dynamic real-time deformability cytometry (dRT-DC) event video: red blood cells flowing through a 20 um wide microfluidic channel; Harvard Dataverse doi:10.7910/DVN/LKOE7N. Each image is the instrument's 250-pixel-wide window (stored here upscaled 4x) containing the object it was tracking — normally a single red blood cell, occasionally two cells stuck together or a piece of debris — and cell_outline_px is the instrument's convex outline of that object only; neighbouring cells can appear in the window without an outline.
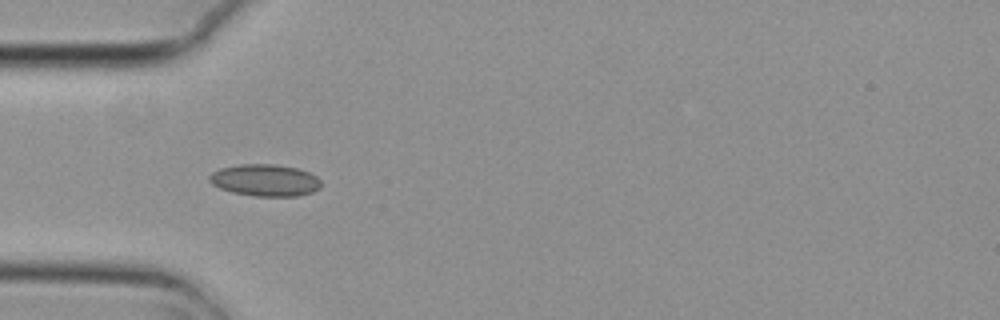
{"species": "common noctule bat (a hibernating species)", "species_latin": "Nyctalus noctula", "temperature_condition": "cold", "stored_images_in_passage": 8, "camera_frame_rate_fps": 3000, "um_per_image_px": 0.085, "animal": {"sex": "female", "body_mass_g": 29.2, "forearm_length_mm": 56.3}, "frame": {"image": 1, "passage_image": 6, "time_ms": 1.667, "image_size_px": [1000, 320], "cell_outline_px": [[320, 188], [312, 192], [296, 196], [252, 196], [232, 192], [220, 188], [212, 184], [208, 180], [208, 176], [212, 172], [220, 168], [240, 164], [272, 164], [296, 168], [308, 172], [316, 176], [320, 180]], "centroid_in_image_um": [22.5, 15.32], "position_along_channel_um": 62.5, "area_um2": 20.75}}
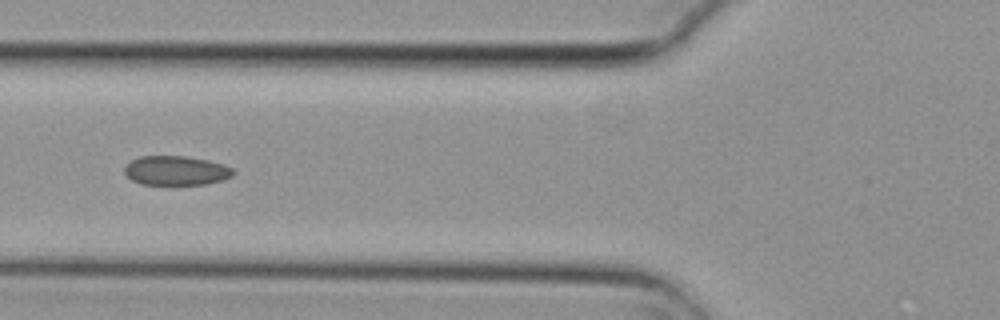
{"frame": {"image": 2, "passage_image": 7, "time_ms": 2.0, "image_size_px": [1000, 320], "cell_outline_px": [[236, 172], [232, 176], [224, 180], [204, 184], [172, 188], [140, 184], [132, 180], [124, 172], [124, 168], [132, 160], [140, 156], [188, 156], [208, 160], [224, 164], [232, 168]], "centroid_in_image_um": [14.98, 14.55], "position_along_channel_um": 110.8, "area_um2": 19.54}}
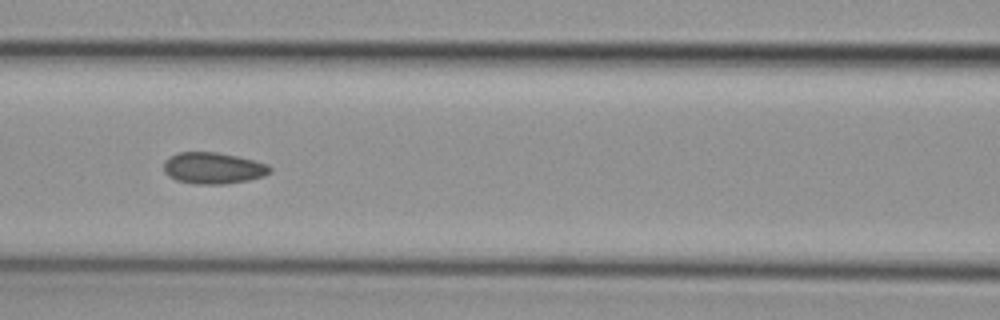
{"frame": {"image": 3, "passage_image": 8, "time_ms": 2.333, "image_size_px": [1000, 320], "cell_outline_px": [[272, 172], [264, 176], [248, 180], [224, 184], [196, 184], [176, 180], [168, 176], [164, 172], [164, 160], [168, 156], [176, 152], [216, 152], [236, 156], [268, 164], [272, 168]], "centroid_in_image_um": [18.1, 14.29], "position_along_channel_um": 148.5, "area_um2": 19.59}}